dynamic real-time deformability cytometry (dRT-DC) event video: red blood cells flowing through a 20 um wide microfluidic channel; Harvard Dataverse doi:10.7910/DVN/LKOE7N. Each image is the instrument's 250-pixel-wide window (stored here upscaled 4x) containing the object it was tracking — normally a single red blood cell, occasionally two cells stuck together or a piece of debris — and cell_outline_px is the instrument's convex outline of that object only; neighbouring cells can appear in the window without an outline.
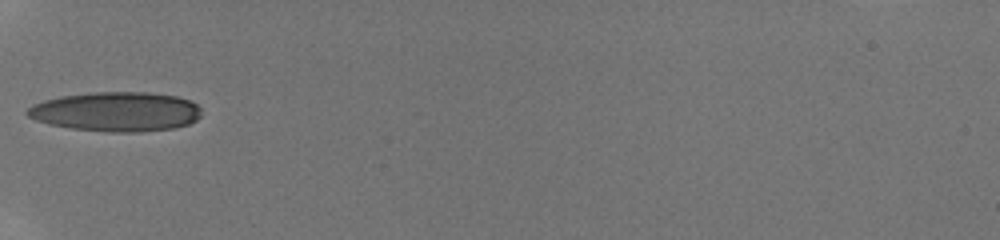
{"species": "human", "species_latin": "Homo sapiens", "temperature_condition": "room temperature", "stored_images_in_passage": 27, "camera_frame_rate_fps": 3000, "um_per_image_px": 0.085, "donor": {"sex": "male"}, "frame": {"image": 1, "passage_image": 1, "time_ms": 0.0, "image_size_px": [1000, 240], "cell_outline_px": [[200, 116], [196, 120], [188, 124], [176, 128], [140, 132], [108, 132], [72, 128], [48, 124], [36, 120], [28, 116], [24, 112], [32, 104], [44, 100], [60, 96], [92, 92], [148, 92], [176, 96], [188, 100], [196, 104], [200, 108]], "centroid_in_image_um": [9.86, 9.49], "position_along_channel_um": 75.1, "area_um2": 40.23}}
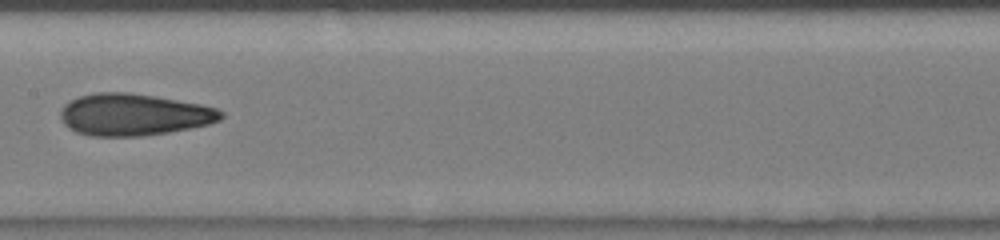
{"frame": {"image": 2, "passage_image": 7, "time_ms": 3.0, "image_size_px": [1000, 240], "cell_outline_px": [[224, 116], [220, 120], [208, 124], [168, 132], [140, 136], [88, 136], [76, 132], [68, 128], [60, 120], [60, 112], [64, 104], [80, 96], [96, 92], [128, 92], [200, 104], [216, 108], [224, 112]], "centroid_in_image_um": [11.33, 9.75], "position_along_channel_um": 196.1, "area_um2": 39.07}}
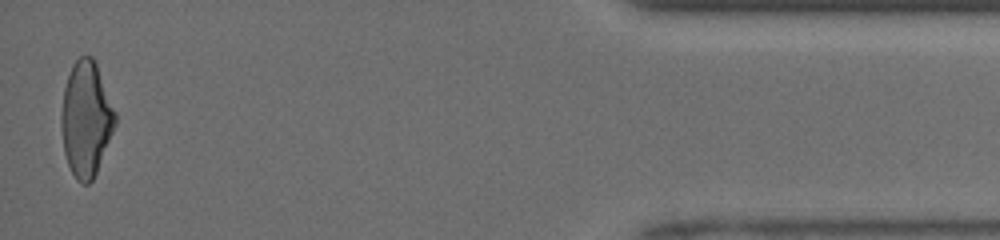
{"frame": {"image": 3, "passage_image": 27, "time_ms": 10.0, "image_size_px": [1000, 240], "cell_outline_px": [[116, 124], [96, 172], [92, 180], [88, 184], [84, 184], [76, 180], [68, 164], [64, 152], [60, 124], [60, 116], [64, 88], [72, 64], [80, 56], [92, 56], [96, 64], [116, 112]], "centroid_in_image_um": [7.3, 10.11], "position_along_channel_um": 427.9, "area_um2": 35.95}, "authors_computed_cell_mechanics": {"area_um2": 37.3388, "velocity_mm_per_s": 4.173, "shape_relaxation_time_tau1_ms": 7.702, "shape_relaxation_time_tau2_ms": 2.2639, "deformation_change_tau1": 0.2321, "deformation_change_tau2": 0.1002}}